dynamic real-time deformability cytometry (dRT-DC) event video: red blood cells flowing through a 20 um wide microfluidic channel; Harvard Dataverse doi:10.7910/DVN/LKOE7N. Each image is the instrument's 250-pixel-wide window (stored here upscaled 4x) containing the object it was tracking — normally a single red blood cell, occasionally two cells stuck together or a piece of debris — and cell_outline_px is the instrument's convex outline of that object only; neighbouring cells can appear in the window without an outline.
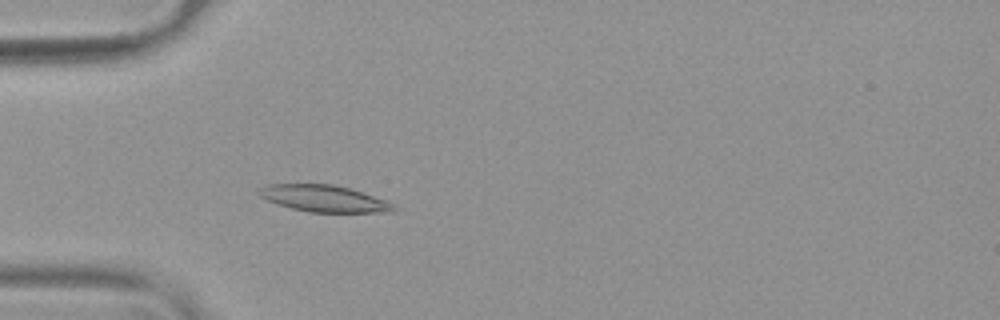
{"species": "common noctule bat (a hibernating species)", "species_latin": "Nyctalus noctula", "temperature_condition": "warm", "stored_images_in_passage": 40, "camera_frame_rate_fps": 3000, "um_per_image_px": 0.085, "animal": {"sex": "female", "body_mass_g": 19.9}, "frame": {"image": 1, "passage_image": 17, "time_ms": 5.333, "image_size_px": [1000, 320], "cell_outline_px": [[400, 208], [396, 212], [308, 212], [276, 204], [260, 196], [256, 192], [260, 188], [268, 184], [332, 184], [352, 188], [384, 200]], "centroid_in_image_um": [27.56, 16.87], "position_along_channel_um": 57.4, "area_um2": 21.04}}
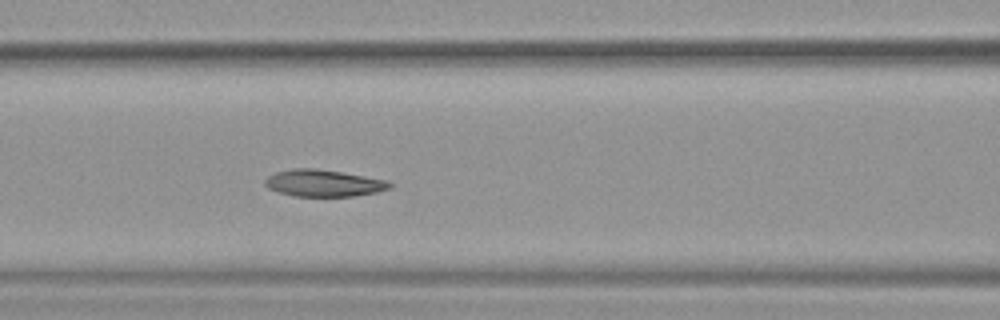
{"frame": {"image": 2, "passage_image": 24, "time_ms": 7.667, "image_size_px": [1000, 320], "cell_outline_px": [[392, 184], [388, 188], [376, 192], [352, 196], [292, 196], [268, 188], [264, 184], [264, 180], [268, 176], [276, 172], [292, 168], [316, 168], [364, 176], [384, 180]], "centroid_in_image_um": [27.43, 15.56], "position_along_channel_um": 139.2, "area_um2": 19.25}}
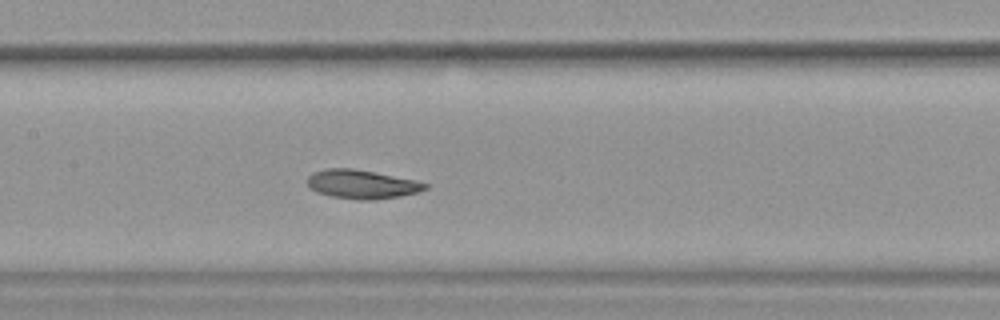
{"frame": {"image": 3, "passage_image": 27, "time_ms": 8.667, "image_size_px": [1000, 320], "cell_outline_px": [[428, 188], [416, 192], [400, 196], [368, 200], [356, 200], [332, 196], [316, 192], [308, 184], [308, 176], [312, 172], [328, 168], [352, 168], [416, 180], [428, 184]], "centroid_in_image_um": [30.74, 15.66], "position_along_channel_um": 176.7, "area_um2": 19.59}}